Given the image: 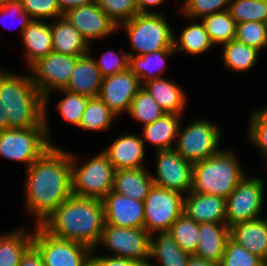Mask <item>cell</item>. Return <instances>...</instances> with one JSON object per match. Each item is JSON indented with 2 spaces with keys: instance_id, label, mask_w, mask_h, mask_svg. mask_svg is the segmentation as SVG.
I'll use <instances>...</instances> for the list:
<instances>
[{
  "instance_id": "33",
  "label": "cell",
  "mask_w": 267,
  "mask_h": 266,
  "mask_svg": "<svg viewBox=\"0 0 267 266\" xmlns=\"http://www.w3.org/2000/svg\"><path fill=\"white\" fill-rule=\"evenodd\" d=\"M202 23L213 44H225L236 37V22L229 10L202 17Z\"/></svg>"
},
{
  "instance_id": "16",
  "label": "cell",
  "mask_w": 267,
  "mask_h": 266,
  "mask_svg": "<svg viewBox=\"0 0 267 266\" xmlns=\"http://www.w3.org/2000/svg\"><path fill=\"white\" fill-rule=\"evenodd\" d=\"M63 17L81 33L88 45L90 40L105 38L118 31L117 25L96 2L72 8L66 11Z\"/></svg>"
},
{
  "instance_id": "41",
  "label": "cell",
  "mask_w": 267,
  "mask_h": 266,
  "mask_svg": "<svg viewBox=\"0 0 267 266\" xmlns=\"http://www.w3.org/2000/svg\"><path fill=\"white\" fill-rule=\"evenodd\" d=\"M96 3L117 26L139 14L136 0H96Z\"/></svg>"
},
{
  "instance_id": "14",
  "label": "cell",
  "mask_w": 267,
  "mask_h": 266,
  "mask_svg": "<svg viewBox=\"0 0 267 266\" xmlns=\"http://www.w3.org/2000/svg\"><path fill=\"white\" fill-rule=\"evenodd\" d=\"M154 185L180 194L192 190L193 163L185 160L174 149L156 152Z\"/></svg>"
},
{
  "instance_id": "31",
  "label": "cell",
  "mask_w": 267,
  "mask_h": 266,
  "mask_svg": "<svg viewBox=\"0 0 267 266\" xmlns=\"http://www.w3.org/2000/svg\"><path fill=\"white\" fill-rule=\"evenodd\" d=\"M180 40L173 36V49L175 52L185 51L190 55H197L208 51L214 44L209 38L203 23L198 24L195 19L188 27L182 30Z\"/></svg>"
},
{
  "instance_id": "28",
  "label": "cell",
  "mask_w": 267,
  "mask_h": 266,
  "mask_svg": "<svg viewBox=\"0 0 267 266\" xmlns=\"http://www.w3.org/2000/svg\"><path fill=\"white\" fill-rule=\"evenodd\" d=\"M190 255L178 246L168 232L150 235L149 258L159 261L158 266H187ZM149 265L157 266L153 263Z\"/></svg>"
},
{
  "instance_id": "15",
  "label": "cell",
  "mask_w": 267,
  "mask_h": 266,
  "mask_svg": "<svg viewBox=\"0 0 267 266\" xmlns=\"http://www.w3.org/2000/svg\"><path fill=\"white\" fill-rule=\"evenodd\" d=\"M142 87L139 78L129 69L104 77L99 98L116 115L129 111L131 102Z\"/></svg>"
},
{
  "instance_id": "8",
  "label": "cell",
  "mask_w": 267,
  "mask_h": 266,
  "mask_svg": "<svg viewBox=\"0 0 267 266\" xmlns=\"http://www.w3.org/2000/svg\"><path fill=\"white\" fill-rule=\"evenodd\" d=\"M178 130L174 150L185 160L197 163L219 152L221 131L217 124L205 118L195 120Z\"/></svg>"
},
{
  "instance_id": "22",
  "label": "cell",
  "mask_w": 267,
  "mask_h": 266,
  "mask_svg": "<svg viewBox=\"0 0 267 266\" xmlns=\"http://www.w3.org/2000/svg\"><path fill=\"white\" fill-rule=\"evenodd\" d=\"M228 238L229 227L226 223H201L199 224V242L193 255L219 263L223 258Z\"/></svg>"
},
{
  "instance_id": "3",
  "label": "cell",
  "mask_w": 267,
  "mask_h": 266,
  "mask_svg": "<svg viewBox=\"0 0 267 266\" xmlns=\"http://www.w3.org/2000/svg\"><path fill=\"white\" fill-rule=\"evenodd\" d=\"M0 102L7 115V129L46 126L44 98L30 74L17 75L0 68Z\"/></svg>"
},
{
  "instance_id": "44",
  "label": "cell",
  "mask_w": 267,
  "mask_h": 266,
  "mask_svg": "<svg viewBox=\"0 0 267 266\" xmlns=\"http://www.w3.org/2000/svg\"><path fill=\"white\" fill-rule=\"evenodd\" d=\"M24 12L31 20L57 19L63 17L57 0H20Z\"/></svg>"
},
{
  "instance_id": "25",
  "label": "cell",
  "mask_w": 267,
  "mask_h": 266,
  "mask_svg": "<svg viewBox=\"0 0 267 266\" xmlns=\"http://www.w3.org/2000/svg\"><path fill=\"white\" fill-rule=\"evenodd\" d=\"M153 186L154 181L145 167L115 171L113 191L118 194L144 202Z\"/></svg>"
},
{
  "instance_id": "24",
  "label": "cell",
  "mask_w": 267,
  "mask_h": 266,
  "mask_svg": "<svg viewBox=\"0 0 267 266\" xmlns=\"http://www.w3.org/2000/svg\"><path fill=\"white\" fill-rule=\"evenodd\" d=\"M22 42L25 46L28 68L38 59L47 56L52 52L51 23L32 20L23 30Z\"/></svg>"
},
{
  "instance_id": "7",
  "label": "cell",
  "mask_w": 267,
  "mask_h": 266,
  "mask_svg": "<svg viewBox=\"0 0 267 266\" xmlns=\"http://www.w3.org/2000/svg\"><path fill=\"white\" fill-rule=\"evenodd\" d=\"M47 114L44 113L46 126L28 129H6L0 131V156L23 162L26 169L40 158L53 145L49 142Z\"/></svg>"
},
{
  "instance_id": "48",
  "label": "cell",
  "mask_w": 267,
  "mask_h": 266,
  "mask_svg": "<svg viewBox=\"0 0 267 266\" xmlns=\"http://www.w3.org/2000/svg\"><path fill=\"white\" fill-rule=\"evenodd\" d=\"M18 266H44V263L40 253L32 245L22 256Z\"/></svg>"
},
{
  "instance_id": "27",
  "label": "cell",
  "mask_w": 267,
  "mask_h": 266,
  "mask_svg": "<svg viewBox=\"0 0 267 266\" xmlns=\"http://www.w3.org/2000/svg\"><path fill=\"white\" fill-rule=\"evenodd\" d=\"M180 126V115L164 113L153 123L143 125L142 141L156 146L157 151L174 149V141L177 138Z\"/></svg>"
},
{
  "instance_id": "43",
  "label": "cell",
  "mask_w": 267,
  "mask_h": 266,
  "mask_svg": "<svg viewBox=\"0 0 267 266\" xmlns=\"http://www.w3.org/2000/svg\"><path fill=\"white\" fill-rule=\"evenodd\" d=\"M248 137L267 158V106L252 112Z\"/></svg>"
},
{
  "instance_id": "11",
  "label": "cell",
  "mask_w": 267,
  "mask_h": 266,
  "mask_svg": "<svg viewBox=\"0 0 267 266\" xmlns=\"http://www.w3.org/2000/svg\"><path fill=\"white\" fill-rule=\"evenodd\" d=\"M183 207L184 195L154 185L144 201V228L150 235L168 232Z\"/></svg>"
},
{
  "instance_id": "51",
  "label": "cell",
  "mask_w": 267,
  "mask_h": 266,
  "mask_svg": "<svg viewBox=\"0 0 267 266\" xmlns=\"http://www.w3.org/2000/svg\"><path fill=\"white\" fill-rule=\"evenodd\" d=\"M187 266H219V263L204 260L195 255H190Z\"/></svg>"
},
{
  "instance_id": "20",
  "label": "cell",
  "mask_w": 267,
  "mask_h": 266,
  "mask_svg": "<svg viewBox=\"0 0 267 266\" xmlns=\"http://www.w3.org/2000/svg\"><path fill=\"white\" fill-rule=\"evenodd\" d=\"M103 77L96 65L95 58L89 53L77 58L66 91L96 98L99 96Z\"/></svg>"
},
{
  "instance_id": "53",
  "label": "cell",
  "mask_w": 267,
  "mask_h": 266,
  "mask_svg": "<svg viewBox=\"0 0 267 266\" xmlns=\"http://www.w3.org/2000/svg\"><path fill=\"white\" fill-rule=\"evenodd\" d=\"M8 0H0V7H2Z\"/></svg>"
},
{
  "instance_id": "54",
  "label": "cell",
  "mask_w": 267,
  "mask_h": 266,
  "mask_svg": "<svg viewBox=\"0 0 267 266\" xmlns=\"http://www.w3.org/2000/svg\"><path fill=\"white\" fill-rule=\"evenodd\" d=\"M262 266H267V259L263 260Z\"/></svg>"
},
{
  "instance_id": "47",
  "label": "cell",
  "mask_w": 267,
  "mask_h": 266,
  "mask_svg": "<svg viewBox=\"0 0 267 266\" xmlns=\"http://www.w3.org/2000/svg\"><path fill=\"white\" fill-rule=\"evenodd\" d=\"M90 266H143L142 263H139L132 259H126L111 255H93L91 253L90 257Z\"/></svg>"
},
{
  "instance_id": "19",
  "label": "cell",
  "mask_w": 267,
  "mask_h": 266,
  "mask_svg": "<svg viewBox=\"0 0 267 266\" xmlns=\"http://www.w3.org/2000/svg\"><path fill=\"white\" fill-rule=\"evenodd\" d=\"M145 142L133 133L119 136L111 146L102 150L115 170L142 168Z\"/></svg>"
},
{
  "instance_id": "13",
  "label": "cell",
  "mask_w": 267,
  "mask_h": 266,
  "mask_svg": "<svg viewBox=\"0 0 267 266\" xmlns=\"http://www.w3.org/2000/svg\"><path fill=\"white\" fill-rule=\"evenodd\" d=\"M98 244L114 253L111 256L132 259L149 264L150 234L145 228L116 227L104 224Z\"/></svg>"
},
{
  "instance_id": "40",
  "label": "cell",
  "mask_w": 267,
  "mask_h": 266,
  "mask_svg": "<svg viewBox=\"0 0 267 266\" xmlns=\"http://www.w3.org/2000/svg\"><path fill=\"white\" fill-rule=\"evenodd\" d=\"M262 263L261 257L250 253L229 237L219 266H262Z\"/></svg>"
},
{
  "instance_id": "12",
  "label": "cell",
  "mask_w": 267,
  "mask_h": 266,
  "mask_svg": "<svg viewBox=\"0 0 267 266\" xmlns=\"http://www.w3.org/2000/svg\"><path fill=\"white\" fill-rule=\"evenodd\" d=\"M264 181L256 176L239 181L236 188L226 198V225L260 218L264 203Z\"/></svg>"
},
{
  "instance_id": "52",
  "label": "cell",
  "mask_w": 267,
  "mask_h": 266,
  "mask_svg": "<svg viewBox=\"0 0 267 266\" xmlns=\"http://www.w3.org/2000/svg\"><path fill=\"white\" fill-rule=\"evenodd\" d=\"M6 112L1 106L0 102V131L7 129V117Z\"/></svg>"
},
{
  "instance_id": "21",
  "label": "cell",
  "mask_w": 267,
  "mask_h": 266,
  "mask_svg": "<svg viewBox=\"0 0 267 266\" xmlns=\"http://www.w3.org/2000/svg\"><path fill=\"white\" fill-rule=\"evenodd\" d=\"M229 237L254 255L267 259V218H257L229 227Z\"/></svg>"
},
{
  "instance_id": "10",
  "label": "cell",
  "mask_w": 267,
  "mask_h": 266,
  "mask_svg": "<svg viewBox=\"0 0 267 266\" xmlns=\"http://www.w3.org/2000/svg\"><path fill=\"white\" fill-rule=\"evenodd\" d=\"M77 58L52 51L29 67L32 69L31 80L44 98V113L47 112L51 93L54 90L65 89L69 83Z\"/></svg>"
},
{
  "instance_id": "4",
  "label": "cell",
  "mask_w": 267,
  "mask_h": 266,
  "mask_svg": "<svg viewBox=\"0 0 267 266\" xmlns=\"http://www.w3.org/2000/svg\"><path fill=\"white\" fill-rule=\"evenodd\" d=\"M231 151L221 150L193 165L192 190L227 198L246 175Z\"/></svg>"
},
{
  "instance_id": "49",
  "label": "cell",
  "mask_w": 267,
  "mask_h": 266,
  "mask_svg": "<svg viewBox=\"0 0 267 266\" xmlns=\"http://www.w3.org/2000/svg\"><path fill=\"white\" fill-rule=\"evenodd\" d=\"M94 2L96 0H57L58 6L63 14L72 8L86 6Z\"/></svg>"
},
{
  "instance_id": "45",
  "label": "cell",
  "mask_w": 267,
  "mask_h": 266,
  "mask_svg": "<svg viewBox=\"0 0 267 266\" xmlns=\"http://www.w3.org/2000/svg\"><path fill=\"white\" fill-rule=\"evenodd\" d=\"M120 51L122 53L120 55L114 51H107L97 61L95 58L96 65L103 78L124 72L128 69V52L124 50Z\"/></svg>"
},
{
  "instance_id": "34",
  "label": "cell",
  "mask_w": 267,
  "mask_h": 266,
  "mask_svg": "<svg viewBox=\"0 0 267 266\" xmlns=\"http://www.w3.org/2000/svg\"><path fill=\"white\" fill-rule=\"evenodd\" d=\"M117 115L113 113L107 105L99 98H90L88 100L86 109L79 128L87 131H105L109 129L112 124V119Z\"/></svg>"
},
{
  "instance_id": "2",
  "label": "cell",
  "mask_w": 267,
  "mask_h": 266,
  "mask_svg": "<svg viewBox=\"0 0 267 266\" xmlns=\"http://www.w3.org/2000/svg\"><path fill=\"white\" fill-rule=\"evenodd\" d=\"M104 224L102 199L71 195L40 226L56 238L78 242L94 250Z\"/></svg>"
},
{
  "instance_id": "29",
  "label": "cell",
  "mask_w": 267,
  "mask_h": 266,
  "mask_svg": "<svg viewBox=\"0 0 267 266\" xmlns=\"http://www.w3.org/2000/svg\"><path fill=\"white\" fill-rule=\"evenodd\" d=\"M174 53L176 54L174 49H161L143 56H134V53L130 52L128 53V69L139 78L143 85L161 76L165 70L166 58Z\"/></svg>"
},
{
  "instance_id": "50",
  "label": "cell",
  "mask_w": 267,
  "mask_h": 266,
  "mask_svg": "<svg viewBox=\"0 0 267 266\" xmlns=\"http://www.w3.org/2000/svg\"><path fill=\"white\" fill-rule=\"evenodd\" d=\"M164 0H136L139 13H158L150 12L148 8L162 4Z\"/></svg>"
},
{
  "instance_id": "9",
  "label": "cell",
  "mask_w": 267,
  "mask_h": 266,
  "mask_svg": "<svg viewBox=\"0 0 267 266\" xmlns=\"http://www.w3.org/2000/svg\"><path fill=\"white\" fill-rule=\"evenodd\" d=\"M33 246L40 253L44 266H90V247L56 238L47 233L40 225L33 232Z\"/></svg>"
},
{
  "instance_id": "37",
  "label": "cell",
  "mask_w": 267,
  "mask_h": 266,
  "mask_svg": "<svg viewBox=\"0 0 267 266\" xmlns=\"http://www.w3.org/2000/svg\"><path fill=\"white\" fill-rule=\"evenodd\" d=\"M228 10L236 24L247 21L267 23V0H230Z\"/></svg>"
},
{
  "instance_id": "6",
  "label": "cell",
  "mask_w": 267,
  "mask_h": 266,
  "mask_svg": "<svg viewBox=\"0 0 267 266\" xmlns=\"http://www.w3.org/2000/svg\"><path fill=\"white\" fill-rule=\"evenodd\" d=\"M115 171L103 151L80 166L71 154L72 195L103 199L113 190Z\"/></svg>"
},
{
  "instance_id": "36",
  "label": "cell",
  "mask_w": 267,
  "mask_h": 266,
  "mask_svg": "<svg viewBox=\"0 0 267 266\" xmlns=\"http://www.w3.org/2000/svg\"><path fill=\"white\" fill-rule=\"evenodd\" d=\"M128 113L134 120L146 125L159 119L165 112L142 86L134 96Z\"/></svg>"
},
{
  "instance_id": "30",
  "label": "cell",
  "mask_w": 267,
  "mask_h": 266,
  "mask_svg": "<svg viewBox=\"0 0 267 266\" xmlns=\"http://www.w3.org/2000/svg\"><path fill=\"white\" fill-rule=\"evenodd\" d=\"M33 245V233L16 229L10 233H0V266H18L22 256Z\"/></svg>"
},
{
  "instance_id": "17",
  "label": "cell",
  "mask_w": 267,
  "mask_h": 266,
  "mask_svg": "<svg viewBox=\"0 0 267 266\" xmlns=\"http://www.w3.org/2000/svg\"><path fill=\"white\" fill-rule=\"evenodd\" d=\"M105 223L116 227L144 228V202L111 190L103 199Z\"/></svg>"
},
{
  "instance_id": "35",
  "label": "cell",
  "mask_w": 267,
  "mask_h": 266,
  "mask_svg": "<svg viewBox=\"0 0 267 266\" xmlns=\"http://www.w3.org/2000/svg\"><path fill=\"white\" fill-rule=\"evenodd\" d=\"M168 233L178 246L187 253L193 255L199 242V223L182 213L171 225Z\"/></svg>"
},
{
  "instance_id": "38",
  "label": "cell",
  "mask_w": 267,
  "mask_h": 266,
  "mask_svg": "<svg viewBox=\"0 0 267 266\" xmlns=\"http://www.w3.org/2000/svg\"><path fill=\"white\" fill-rule=\"evenodd\" d=\"M58 91H61L66 95H64L65 98L59 101L57 111L62 115L64 120L68 121V123L70 122L79 127L90 98L64 89Z\"/></svg>"
},
{
  "instance_id": "26",
  "label": "cell",
  "mask_w": 267,
  "mask_h": 266,
  "mask_svg": "<svg viewBox=\"0 0 267 266\" xmlns=\"http://www.w3.org/2000/svg\"><path fill=\"white\" fill-rule=\"evenodd\" d=\"M155 99L165 113L181 115L185 110L186 93L175 82L166 78H156L142 85Z\"/></svg>"
},
{
  "instance_id": "5",
  "label": "cell",
  "mask_w": 267,
  "mask_h": 266,
  "mask_svg": "<svg viewBox=\"0 0 267 266\" xmlns=\"http://www.w3.org/2000/svg\"><path fill=\"white\" fill-rule=\"evenodd\" d=\"M165 15L159 13H139L132 19L117 26L128 34L130 47L138 56L161 49H173V32Z\"/></svg>"
},
{
  "instance_id": "23",
  "label": "cell",
  "mask_w": 267,
  "mask_h": 266,
  "mask_svg": "<svg viewBox=\"0 0 267 266\" xmlns=\"http://www.w3.org/2000/svg\"><path fill=\"white\" fill-rule=\"evenodd\" d=\"M51 33L53 52L77 57L91 52L81 33L64 17L51 24Z\"/></svg>"
},
{
  "instance_id": "39",
  "label": "cell",
  "mask_w": 267,
  "mask_h": 266,
  "mask_svg": "<svg viewBox=\"0 0 267 266\" xmlns=\"http://www.w3.org/2000/svg\"><path fill=\"white\" fill-rule=\"evenodd\" d=\"M235 39L261 51L260 49L267 47V23L255 21L238 23Z\"/></svg>"
},
{
  "instance_id": "1",
  "label": "cell",
  "mask_w": 267,
  "mask_h": 266,
  "mask_svg": "<svg viewBox=\"0 0 267 266\" xmlns=\"http://www.w3.org/2000/svg\"><path fill=\"white\" fill-rule=\"evenodd\" d=\"M26 171L25 208L40 225L72 195L71 154L53 145Z\"/></svg>"
},
{
  "instance_id": "18",
  "label": "cell",
  "mask_w": 267,
  "mask_h": 266,
  "mask_svg": "<svg viewBox=\"0 0 267 266\" xmlns=\"http://www.w3.org/2000/svg\"><path fill=\"white\" fill-rule=\"evenodd\" d=\"M183 213L199 224L226 223V199L190 191L184 196Z\"/></svg>"
},
{
  "instance_id": "46",
  "label": "cell",
  "mask_w": 267,
  "mask_h": 266,
  "mask_svg": "<svg viewBox=\"0 0 267 266\" xmlns=\"http://www.w3.org/2000/svg\"><path fill=\"white\" fill-rule=\"evenodd\" d=\"M4 14L6 16L8 14H11L12 16L18 15V17L20 18L19 21L21 22L19 24L20 25V35H22L23 30L32 21L30 16L26 12H24L23 6H22V3L20 0H8L2 7H0V17L4 16Z\"/></svg>"
},
{
  "instance_id": "32",
  "label": "cell",
  "mask_w": 267,
  "mask_h": 266,
  "mask_svg": "<svg viewBox=\"0 0 267 266\" xmlns=\"http://www.w3.org/2000/svg\"><path fill=\"white\" fill-rule=\"evenodd\" d=\"M222 60L226 68L237 72H245L255 65L259 51L236 39L223 44Z\"/></svg>"
},
{
  "instance_id": "42",
  "label": "cell",
  "mask_w": 267,
  "mask_h": 266,
  "mask_svg": "<svg viewBox=\"0 0 267 266\" xmlns=\"http://www.w3.org/2000/svg\"><path fill=\"white\" fill-rule=\"evenodd\" d=\"M230 0H186L181 7L184 16L201 18L217 12L228 10Z\"/></svg>"
}]
</instances>
